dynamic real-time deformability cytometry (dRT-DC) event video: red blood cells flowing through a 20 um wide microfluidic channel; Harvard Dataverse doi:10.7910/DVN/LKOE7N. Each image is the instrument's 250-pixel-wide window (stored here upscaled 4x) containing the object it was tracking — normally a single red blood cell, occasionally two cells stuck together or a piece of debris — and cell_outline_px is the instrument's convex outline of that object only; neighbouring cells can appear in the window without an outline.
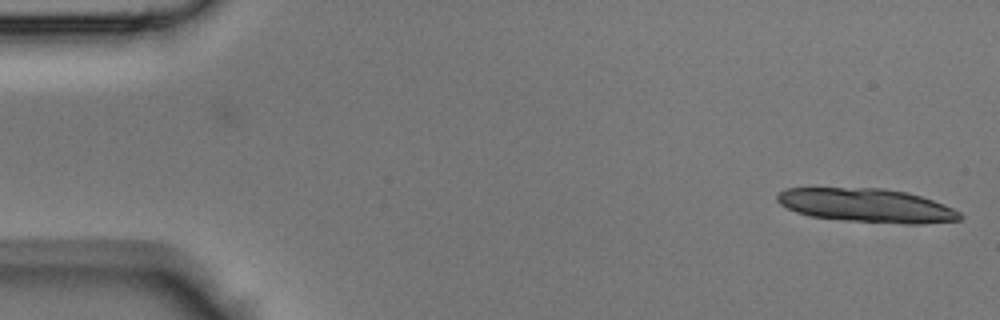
{"species": "Egyptian fruit bat (a non-hibernating species)", "species_latin": "Rousettus aegyptiacus", "temperature_condition": "room temperature", "stored_images_in_passage": 8, "camera_frame_rate_fps": 3000, "um_per_image_px": 0.085, "animal": {"sex": "male"}, "frame": {"image": 1, "passage_image": 8, "time_ms": 2.333, "image_size_px": [1000, 320], "cell_outline_px": [[964, 216], [960, 220], [924, 224], [904, 224], [844, 220], [808, 216], [796, 212], [780, 204], [776, 200], [776, 196], [780, 192], [788, 188], [884, 188], [908, 192], [944, 204], [960, 212]], "centroid_in_image_um": [73.7, 17.47], "position_along_channel_um": 11.3, "area_um2": 36.13}}